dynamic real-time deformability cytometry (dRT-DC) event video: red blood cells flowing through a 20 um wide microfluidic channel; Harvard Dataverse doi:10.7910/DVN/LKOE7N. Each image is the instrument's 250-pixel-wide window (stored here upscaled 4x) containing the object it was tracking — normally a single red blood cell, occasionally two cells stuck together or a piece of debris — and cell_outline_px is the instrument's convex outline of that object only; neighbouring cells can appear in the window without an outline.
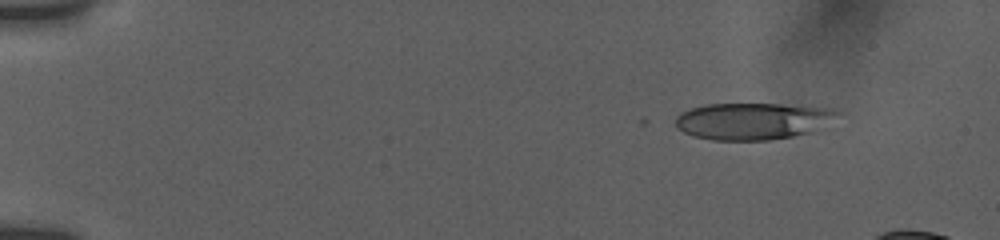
{"species": "human", "species_latin": "Homo sapiens", "temperature_condition": "room temperature", "stored_images_in_passage": 12, "camera_frame_rate_fps": 3000, "um_per_image_px": 0.085, "donor": {"sex": "female"}, "frame": {"image": 1, "passage_image": 1, "time_ms": 0.0, "image_size_px": [1000, 240], "cell_outline_px": [[828, 112], [804, 132], [792, 136], [768, 140], [716, 140], [696, 136], [684, 132], [676, 124], [676, 120], [684, 112], [692, 108], [708, 104], [776, 104], [804, 108]], "centroid_in_image_um": [63.53, 10.32], "position_along_channel_um": 21.5, "area_um2": 31.33}}
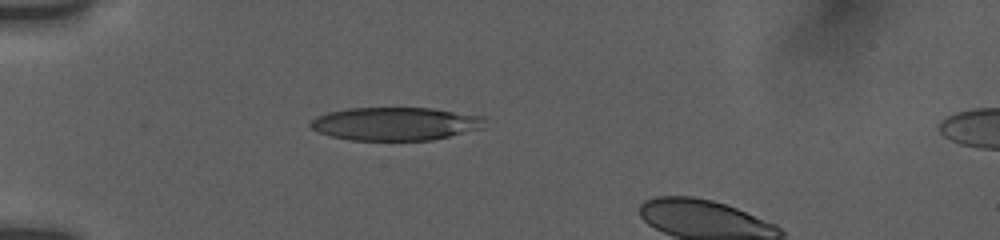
{"frame": {"image": 2, "passage_image": 8, "time_ms": 3.333, "image_size_px": [1000, 240], "cell_outline_px": [[480, 128], [448, 136], [428, 140], [352, 140], [332, 136], [320, 132], [312, 128], [308, 124], [312, 120], [320, 116], [332, 112], [348, 108], [432, 108], [480, 116]], "centroid_in_image_um": [33.53, 10.52], "position_along_channel_um": 51.5, "area_um2": 32.71}}
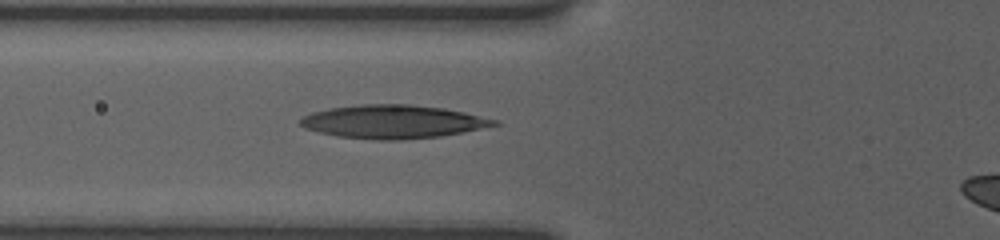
{"frame": {"image": 3, "passage_image": 12, "time_ms": 5.0, "image_size_px": [1000, 240], "cell_outline_px": [[500, 124], [464, 132], [440, 136], [400, 140], [376, 140], [340, 136], [320, 132], [308, 128], [300, 124], [300, 120], [304, 116], [312, 112], [332, 108], [360, 104], [408, 104], [444, 108], [464, 112], [496, 120]], "centroid_in_image_um": [33.43, 10.34], "position_along_channel_um": 92.4, "area_um2": 37.28}}